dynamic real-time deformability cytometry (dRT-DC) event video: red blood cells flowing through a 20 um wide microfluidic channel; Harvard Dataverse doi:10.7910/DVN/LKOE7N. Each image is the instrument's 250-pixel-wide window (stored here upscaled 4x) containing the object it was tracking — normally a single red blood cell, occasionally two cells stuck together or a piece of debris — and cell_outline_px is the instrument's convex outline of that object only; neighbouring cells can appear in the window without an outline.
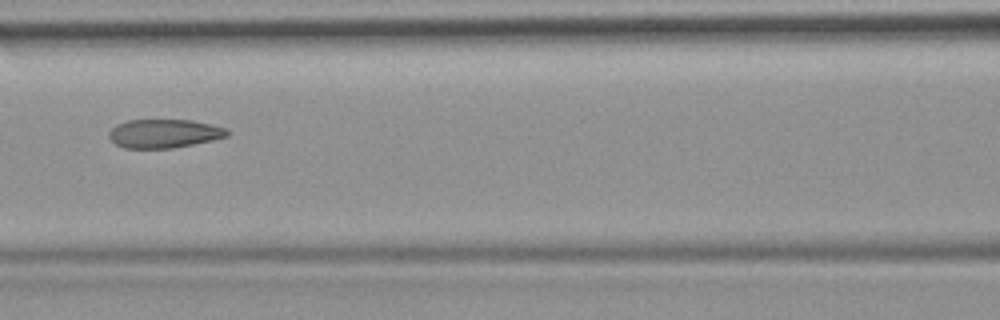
{"species": "common noctule bat (a hibernating species)", "species_latin": "Nyctalus noctula", "temperature_condition": "room temperature", "stored_images_in_passage": 6, "camera_frame_rate_fps": 3000, "um_per_image_px": 0.085, "animal": {"sex": "female", "body_mass_g": 19.9}, "frame": {"image": 1, "passage_image": 6, "time_ms": 6.667, "image_size_px": [1000, 320], "cell_outline_px": [[228, 136], [212, 140], [172, 148], [124, 148], [116, 144], [108, 136], [108, 132], [116, 124], [128, 120], [192, 120], [228, 128]], "centroid_in_image_um": [13.94, 11.34], "position_along_channel_um": 152.7, "area_um2": 19.71}}